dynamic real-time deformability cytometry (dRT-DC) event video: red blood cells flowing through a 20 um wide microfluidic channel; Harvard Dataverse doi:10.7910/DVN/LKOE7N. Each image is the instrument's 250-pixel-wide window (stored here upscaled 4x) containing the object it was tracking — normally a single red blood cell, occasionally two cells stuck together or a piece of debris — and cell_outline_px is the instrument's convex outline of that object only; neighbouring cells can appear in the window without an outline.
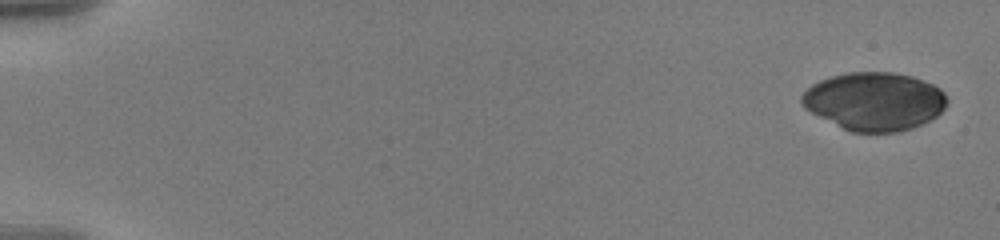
{"species": "human", "species_latin": "Homo sapiens", "temperature_condition": "warm", "stored_images_in_passage": 8, "camera_frame_rate_fps": 3000, "um_per_image_px": 0.085, "donor": {"sex": "male"}, "frame": {"image": 1, "passage_image": 1, "time_ms": 0.0, "image_size_px": [1000, 240], "cell_outline_px": [[948, 104], [936, 116], [912, 128], [896, 132], [852, 132], [804, 108], [800, 100], [800, 96], [812, 84], [820, 80], [832, 76], [848, 72], [892, 72], [912, 76], [932, 84], [940, 88], [944, 92], [948, 100]], "centroid_in_image_um": [74.34, 8.6], "position_along_channel_um": 10.7, "area_um2": 48.96}}
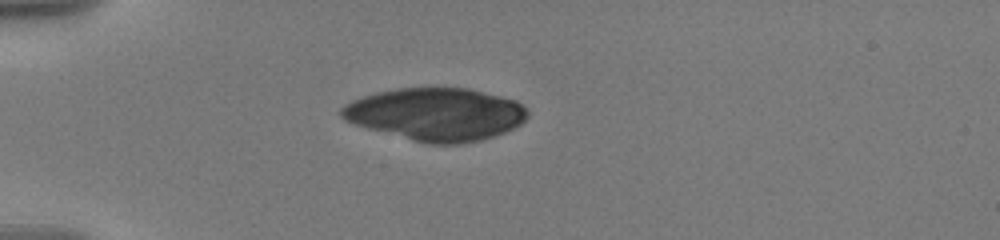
{"frame": {"image": 2, "passage_image": 7, "time_ms": 5.0, "image_size_px": [1000, 240], "cell_outline_px": [[528, 116], [516, 128], [496, 136], [480, 140], [460, 144], [428, 144], [412, 140], [368, 128], [344, 120], [340, 116], [340, 108], [344, 104], [352, 100], [376, 92], [396, 88], [468, 88], [516, 100], [528, 108]], "centroid_in_image_um": [37.08, 9.71], "position_along_channel_um": 47.9, "area_um2": 57.34}}